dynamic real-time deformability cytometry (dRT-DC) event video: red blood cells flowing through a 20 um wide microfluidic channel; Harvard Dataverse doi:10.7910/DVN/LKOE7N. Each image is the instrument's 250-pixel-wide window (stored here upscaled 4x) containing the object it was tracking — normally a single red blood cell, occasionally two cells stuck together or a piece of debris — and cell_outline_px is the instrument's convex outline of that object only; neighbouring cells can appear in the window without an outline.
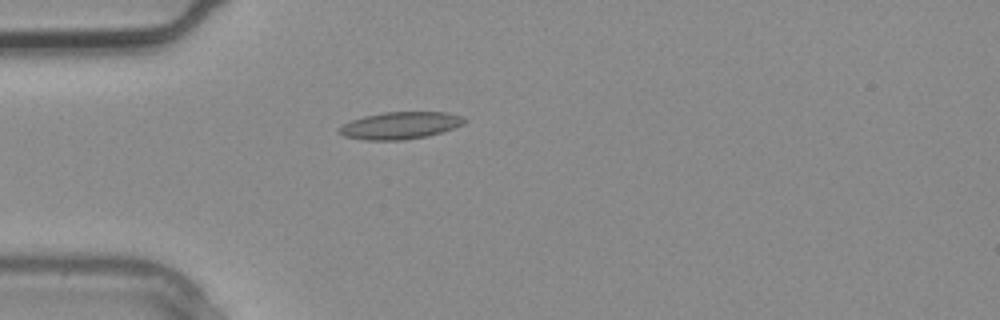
{"species": "common noctule bat (a hibernating species)", "species_latin": "Nyctalus noctula", "temperature_condition": "warm", "stored_images_in_passage": 3, "camera_frame_rate_fps": 3000, "um_per_image_px": 0.085, "animal": {"sex": "male", "body_mass_g": 20.4}, "frame": {"image": 1, "passage_image": 3, "time_ms": 0.667, "image_size_px": [1000, 320], "cell_outline_px": [[468, 120], [464, 124], [428, 136], [404, 140], [364, 140], [344, 136], [336, 132], [336, 128], [352, 120], [364, 116], [384, 112], [444, 112], [460, 116]], "centroid_in_image_um": [33.97, 10.67], "position_along_channel_um": 51.0, "area_um2": 19.83}}